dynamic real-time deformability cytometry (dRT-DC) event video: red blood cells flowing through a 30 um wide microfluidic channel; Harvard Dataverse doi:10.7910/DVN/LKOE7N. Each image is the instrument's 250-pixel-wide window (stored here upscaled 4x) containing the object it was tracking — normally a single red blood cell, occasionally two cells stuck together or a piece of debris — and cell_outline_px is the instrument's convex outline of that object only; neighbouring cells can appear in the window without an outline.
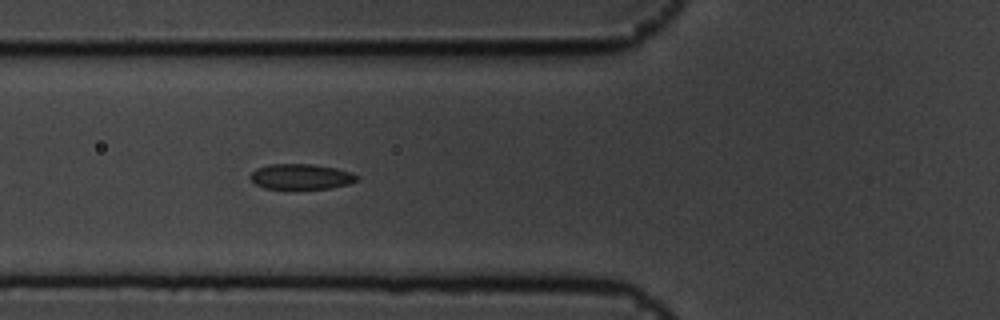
{"species": "common noctule bat (a hibernating species)", "species_latin": "Nyctalus noctula", "temperature_condition": "cold", "stored_images_in_passage": 42, "camera_frame_rate_fps": 3000, "um_per_image_px": 0.085, "animal": {"sex": "male", "body_mass_g": 19.5, "forearm_length_mm": 54.6}, "frame": {"image": 1, "passage_image": 7, "time_ms": 2.0, "image_size_px": [1000, 320], "cell_outline_px": [[360, 176], [356, 180], [348, 184], [332, 188], [264, 188], [256, 184], [248, 176], [256, 168], [268, 164], [312, 164], [336, 168], [352, 172]], "centroid_in_image_um": [25.59, 15.0], "position_along_channel_um": 100.2, "area_um2": 15.72}}
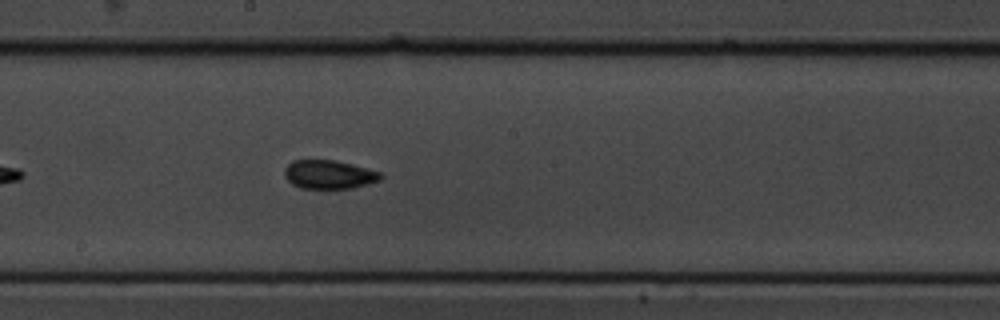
{"frame": {"image": 2, "passage_image": 17, "time_ms": 5.333, "image_size_px": [1000, 320], "cell_outline_px": [[384, 176], [380, 180], [368, 184], [352, 188], [300, 188], [292, 184], [284, 176], [284, 168], [292, 160], [336, 160], [352, 164], [380, 172]], "centroid_in_image_um": [27.95, 14.83], "position_along_channel_um": 220.2, "area_um2": 16.13}}
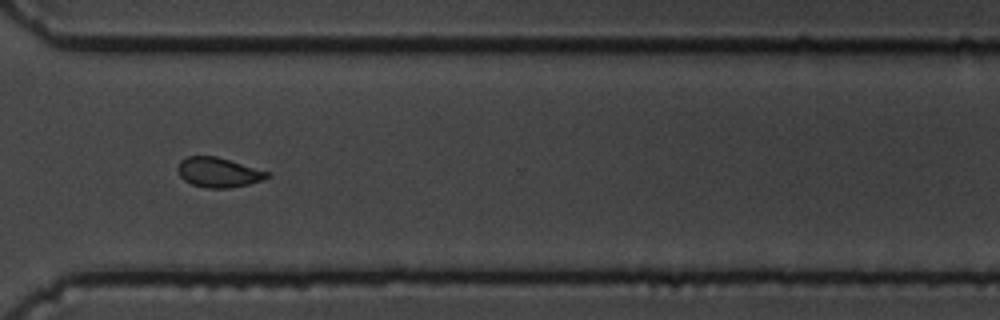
{"frame": {"image": 3, "passage_image": 28, "time_ms": 9.0, "image_size_px": [1000, 320], "cell_outline_px": [[272, 176], [248, 184], [228, 188], [208, 188], [192, 184], [184, 180], [180, 176], [176, 168], [180, 160], [188, 156], [216, 156], [272, 172]], "centroid_in_image_um": [18.58, 14.64], "position_along_channel_um": 352.0, "area_um2": 15.61}, "authors_computed_cell_mechanics": {"area_um2": 15.7794, "velocity_mm_per_s": 3.5966, "shape_relaxation_time_tau1_ms": null, "shape_relaxation_time_tau2_ms": 2.206, "deformation_change_tau1": null, "deformation_change_tau2": 0.0771}}